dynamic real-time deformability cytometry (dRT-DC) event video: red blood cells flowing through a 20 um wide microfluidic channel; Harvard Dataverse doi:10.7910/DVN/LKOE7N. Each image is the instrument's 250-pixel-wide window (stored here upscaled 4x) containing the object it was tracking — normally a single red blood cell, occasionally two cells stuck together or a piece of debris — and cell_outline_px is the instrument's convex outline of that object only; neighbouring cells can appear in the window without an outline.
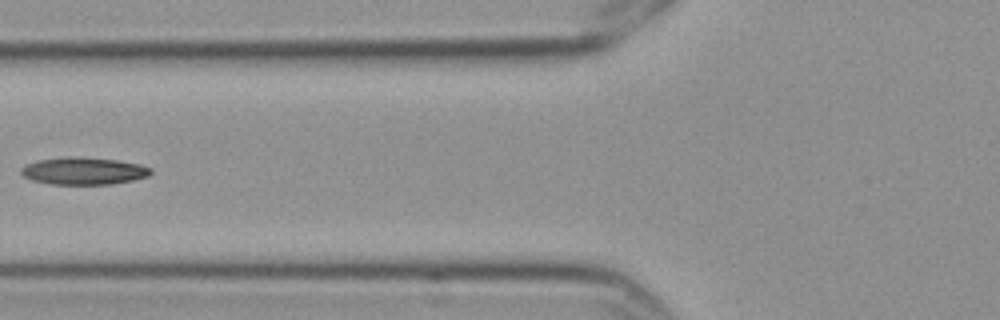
{"species": "Egyptian fruit bat (a non-hibernating species)", "species_latin": "Rousettus aegyptiacus", "temperature_condition": "cold", "stored_images_in_passage": 10, "camera_frame_rate_fps": 3000, "um_per_image_px": 0.085, "frame": {"image": 1, "passage_image": 7, "time_ms": 2.0, "image_size_px": [1000, 320], "cell_outline_px": [[152, 172], [148, 176], [132, 180], [108, 184], [48, 184], [32, 180], [24, 176], [20, 172], [20, 168], [24, 164], [36, 160], [68, 156], [80, 156], [116, 160], [140, 164], [152, 168]], "centroid_in_image_um": [7.06, 14.52], "position_along_channel_um": 118.7, "area_um2": 20.81}}
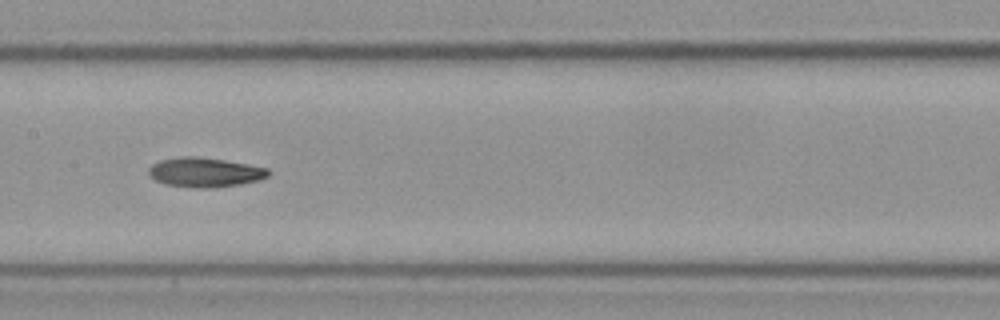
{"frame": {"image": 2, "passage_image": 9, "time_ms": 2.667, "image_size_px": [1000, 320], "cell_outline_px": [[272, 172], [268, 176], [260, 180], [240, 184], [204, 188], [196, 188], [164, 184], [156, 180], [148, 172], [148, 168], [152, 164], [160, 160], [180, 156], [196, 156], [224, 160], [248, 164], [268, 168]], "centroid_in_image_um": [17.43, 14.64], "position_along_channel_um": 190.0, "area_um2": 20.58}}
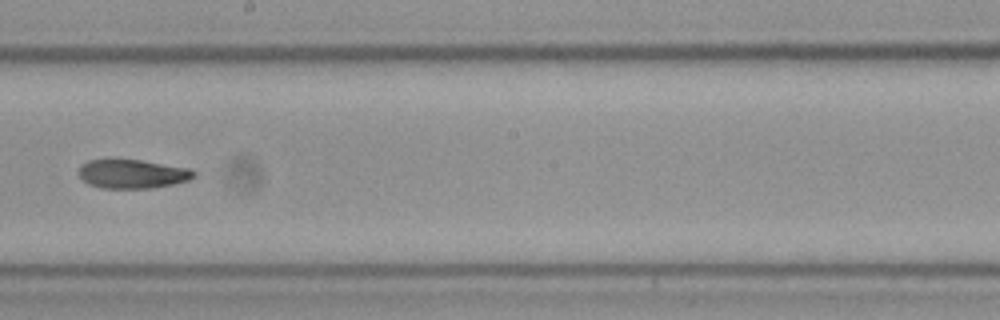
{"frame": {"image": 3, "passage_image": 10, "time_ms": 3.0, "image_size_px": [1000, 320], "cell_outline_px": [[196, 176], [188, 180], [172, 184], [152, 188], [100, 188], [88, 184], [80, 180], [76, 172], [80, 164], [88, 160], [140, 160], [192, 168], [196, 172]], "centroid_in_image_um": [11.21, 14.78], "position_along_channel_um": 237.0, "area_um2": 19.71}}